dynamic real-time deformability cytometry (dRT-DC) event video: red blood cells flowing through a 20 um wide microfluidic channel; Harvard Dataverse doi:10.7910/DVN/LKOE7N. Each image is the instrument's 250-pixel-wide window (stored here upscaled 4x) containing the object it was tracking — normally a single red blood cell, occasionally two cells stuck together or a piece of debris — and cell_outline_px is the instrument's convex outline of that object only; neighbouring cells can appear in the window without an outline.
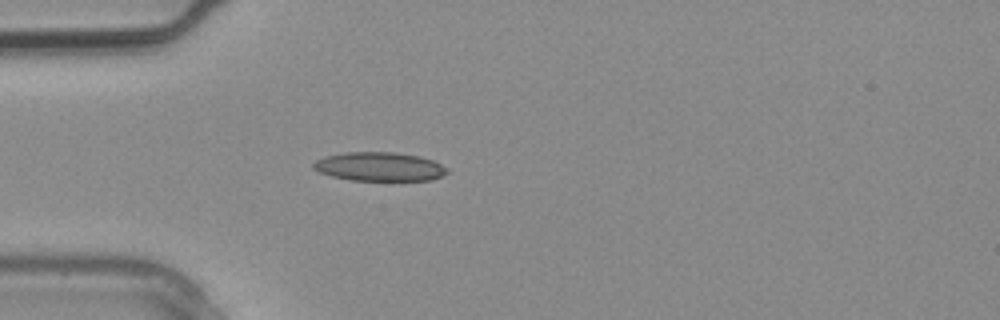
{"species": "common noctule bat (a hibernating species)", "species_latin": "Nyctalus noctula", "temperature_condition": "warm", "stored_images_in_passage": 3, "camera_frame_rate_fps": 3000, "um_per_image_px": 0.085, "animal": {"sex": "male", "body_mass_g": 20.4}, "frame": {"image": 1, "passage_image": 3, "time_ms": 0.667, "image_size_px": [1000, 320], "cell_outline_px": [[448, 172], [432, 180], [352, 180], [332, 176], [320, 172], [312, 168], [312, 164], [316, 160], [324, 156], [344, 152], [392, 152], [416, 156], [432, 160], [448, 168]], "centroid_in_image_um": [32.21, 14.16], "position_along_channel_um": 52.8, "area_um2": 22.31}}